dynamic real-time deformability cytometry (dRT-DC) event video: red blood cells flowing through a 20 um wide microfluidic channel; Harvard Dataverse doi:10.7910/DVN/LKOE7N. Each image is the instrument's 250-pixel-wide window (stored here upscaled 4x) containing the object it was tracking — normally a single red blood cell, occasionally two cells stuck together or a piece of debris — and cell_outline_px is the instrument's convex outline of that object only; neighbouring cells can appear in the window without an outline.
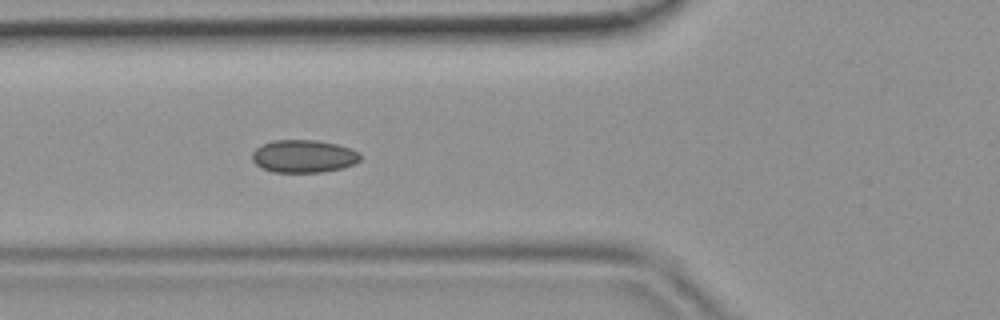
{"species": "common noctule bat (a hibernating species)", "species_latin": "Nyctalus noctula", "temperature_condition": "room temperature", "stored_images_in_passage": 4, "camera_frame_rate_fps": 3000, "um_per_image_px": 0.085, "animal": {"sex": "female", "body_mass_g": 19.9}, "frame": {"image": 1, "passage_image": 4, "time_ms": 1.0, "image_size_px": [1000, 320], "cell_outline_px": [[360, 160], [352, 164], [340, 168], [320, 172], [272, 172], [256, 164], [252, 160], [252, 152], [256, 148], [272, 140], [316, 140], [336, 144], [360, 152]], "centroid_in_image_um": [25.78, 13.27], "position_along_channel_um": 100.0, "area_um2": 20.4}}